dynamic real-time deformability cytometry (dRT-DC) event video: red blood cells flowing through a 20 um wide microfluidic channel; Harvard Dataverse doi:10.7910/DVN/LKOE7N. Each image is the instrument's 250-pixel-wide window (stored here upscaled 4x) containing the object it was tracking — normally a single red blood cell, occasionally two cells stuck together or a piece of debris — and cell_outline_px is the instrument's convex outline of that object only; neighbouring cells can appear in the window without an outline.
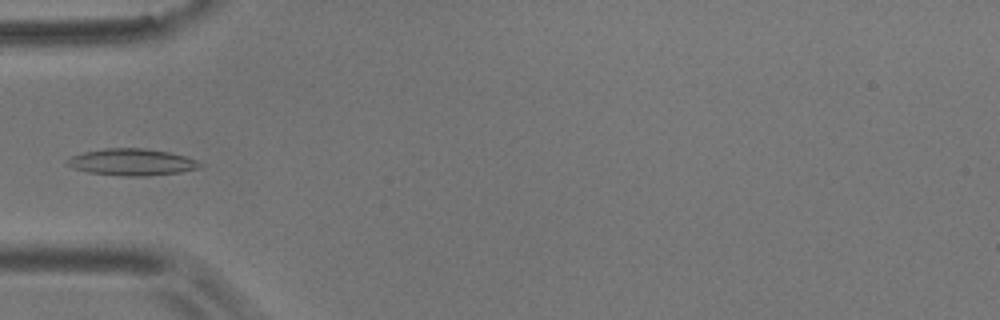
{"species": "common noctule bat (a hibernating species)", "species_latin": "Nyctalus noctula", "temperature_condition": "room temperature", "stored_images_in_passage": 6, "camera_frame_rate_fps": 3000, "um_per_image_px": 0.085, "animal": {"sex": "male", "body_mass_g": 17.9}, "frame": {"image": 1, "passage_image": 5, "time_ms": 4.667, "image_size_px": [1000, 320], "cell_outline_px": [[204, 164], [200, 168], [180, 172], [148, 176], [120, 176], [88, 172], [72, 168], [64, 160], [72, 156], [84, 152], [104, 148], [144, 148], [168, 152], [184, 156], [196, 160]], "centroid_in_image_um": [11.2, 13.78], "position_along_channel_um": 73.8, "area_um2": 20.75}}
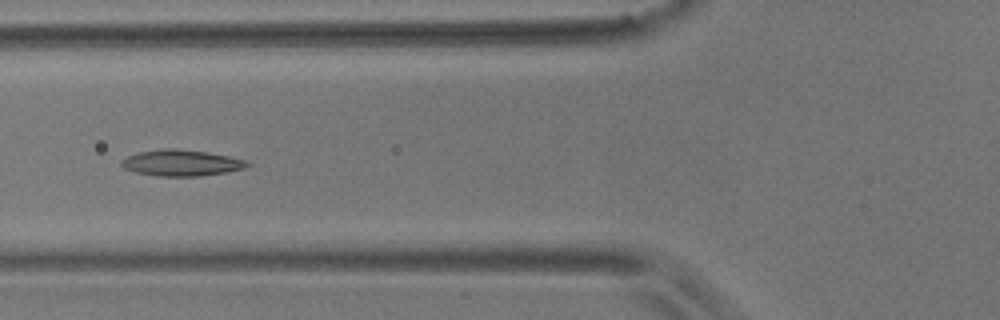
{"frame": {"image": 2, "passage_image": 6, "time_ms": 5.667, "image_size_px": [1000, 320], "cell_outline_px": [[252, 164], [244, 168], [228, 172], [200, 176], [156, 176], [136, 172], [124, 168], [120, 164], [120, 160], [128, 156], [140, 152], [160, 148], [176, 148], [204, 152], [228, 156], [244, 160]], "centroid_in_image_um": [15.39, 13.85], "position_along_channel_um": 110.4, "area_um2": 19.13}}